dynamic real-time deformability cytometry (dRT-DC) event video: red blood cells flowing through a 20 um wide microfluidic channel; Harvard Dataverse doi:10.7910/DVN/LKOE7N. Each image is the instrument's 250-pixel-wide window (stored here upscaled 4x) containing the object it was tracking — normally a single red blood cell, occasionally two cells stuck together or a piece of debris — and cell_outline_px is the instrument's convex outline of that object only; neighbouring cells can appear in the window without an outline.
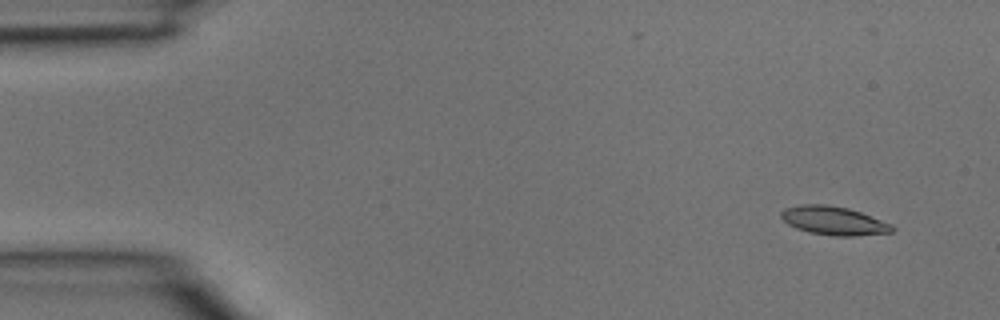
{"species": "common noctule bat (a hibernating species)", "species_latin": "Nyctalus noctula", "temperature_condition": "room temperature", "stored_images_in_passage": 4, "camera_frame_rate_fps": 3000, "um_per_image_px": 0.085, "animal": {"sex": "male", "body_mass_g": 15.6}, "frame": {"image": 1, "passage_image": 1, "time_ms": 0.0, "image_size_px": [1000, 320], "cell_outline_px": [[896, 228], [892, 232], [856, 236], [832, 236], [808, 232], [796, 228], [788, 224], [780, 216], [780, 212], [784, 208], [800, 204], [824, 204], [848, 208], [860, 212], [892, 224]], "centroid_in_image_um": [70.85, 18.76], "position_along_channel_um": 14.1, "area_um2": 18.61}}
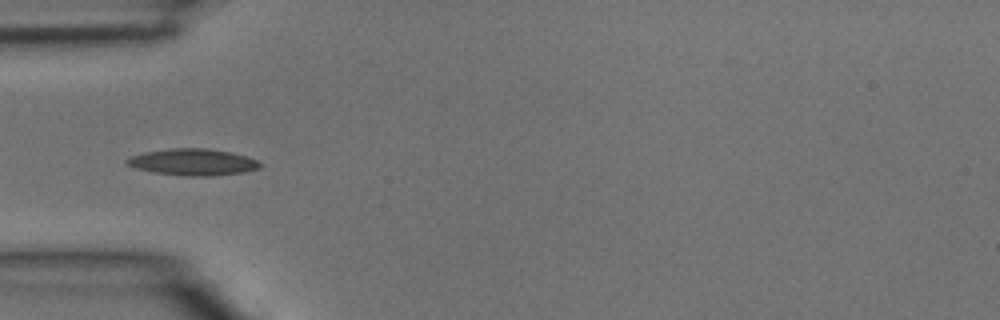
{"frame": {"image": 2, "passage_image": 4, "time_ms": 1.0, "image_size_px": [1000, 320], "cell_outline_px": [[264, 164], [260, 168], [244, 172], [212, 176], [184, 176], [152, 172], [136, 168], [124, 164], [124, 160], [132, 156], [144, 152], [172, 148], [208, 148], [232, 152], [256, 160]], "centroid_in_image_um": [16.39, 13.78], "position_along_channel_um": 68.6, "area_um2": 20.81}}